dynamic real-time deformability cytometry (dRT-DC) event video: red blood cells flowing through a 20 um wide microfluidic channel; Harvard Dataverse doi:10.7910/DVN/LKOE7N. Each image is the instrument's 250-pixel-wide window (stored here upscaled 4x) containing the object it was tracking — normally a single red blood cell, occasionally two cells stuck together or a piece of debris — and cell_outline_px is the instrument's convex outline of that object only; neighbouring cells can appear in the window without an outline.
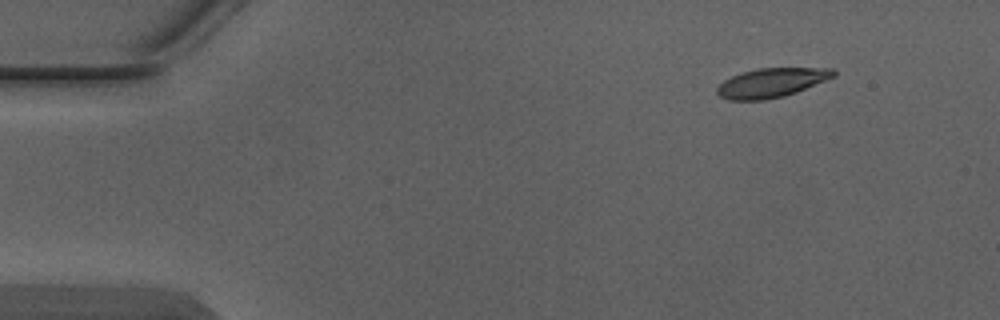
{"species": "Egyptian fruit bat (a non-hibernating species)", "species_latin": "Rousettus aegyptiacus", "temperature_condition": "warm", "stored_images_in_passage": 4, "camera_frame_rate_fps": 3000, "um_per_image_px": 0.085, "animal": {"sex": "male"}, "frame": {"image": 1, "passage_image": 1, "time_ms": 0.0, "image_size_px": [1000, 320], "cell_outline_px": [[836, 76], [796, 92], [784, 96], [764, 100], [728, 100], [720, 96], [716, 92], [716, 88], [724, 80], [732, 76], [756, 68], [832, 68], [836, 72]], "centroid_in_image_um": [65.57, 7.03], "position_along_channel_um": 19.4, "area_um2": 19.77}}
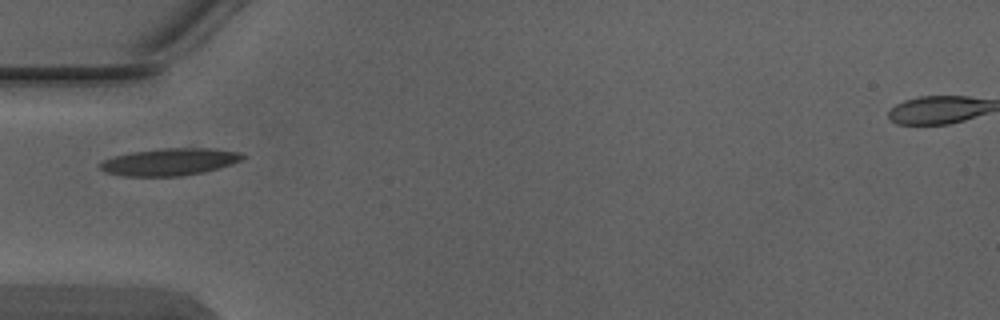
{"frame": {"image": 2, "passage_image": 4, "time_ms": 1.0, "image_size_px": [1000, 320], "cell_outline_px": [[248, 156], [232, 164], [204, 172], [180, 176], [124, 176], [108, 172], [100, 168], [96, 164], [104, 160], [116, 156], [132, 152], [164, 148], [216, 148], [240, 152]], "centroid_in_image_um": [14.47, 13.75], "position_along_channel_um": 70.5, "area_um2": 22.54}}